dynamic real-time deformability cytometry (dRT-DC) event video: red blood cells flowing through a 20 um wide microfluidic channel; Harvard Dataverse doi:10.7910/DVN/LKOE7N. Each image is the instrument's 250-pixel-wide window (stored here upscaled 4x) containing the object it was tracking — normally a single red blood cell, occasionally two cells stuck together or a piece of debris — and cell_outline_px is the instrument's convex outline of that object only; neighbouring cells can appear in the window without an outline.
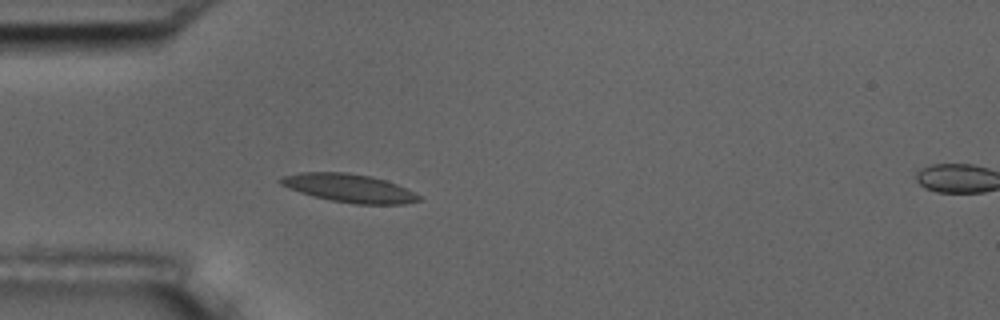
{"species": "common noctule bat (a hibernating species)", "species_latin": "Nyctalus noctula", "temperature_condition": "room temperature", "stored_images_in_passage": 6, "segment_of_instrument_passage": [1, 2], "camera_frame_rate_fps": 3000, "um_per_image_px": 0.085, "animal": {"sex": "male", "body_mass_g": 17.5, "forearm_length_mm": 52.3}, "frame": {"image": 1, "passage_image": 5, "time_ms": 4.667, "image_size_px": [1000, 320], "cell_outline_px": [[424, 200], [404, 204], [356, 204], [332, 200], [300, 192], [288, 188], [280, 184], [276, 180], [280, 176], [300, 172], [348, 172], [372, 176], [396, 184], [420, 196]], "centroid_in_image_um": [29.64, 15.97], "position_along_channel_um": 55.4, "area_um2": 22.77}}